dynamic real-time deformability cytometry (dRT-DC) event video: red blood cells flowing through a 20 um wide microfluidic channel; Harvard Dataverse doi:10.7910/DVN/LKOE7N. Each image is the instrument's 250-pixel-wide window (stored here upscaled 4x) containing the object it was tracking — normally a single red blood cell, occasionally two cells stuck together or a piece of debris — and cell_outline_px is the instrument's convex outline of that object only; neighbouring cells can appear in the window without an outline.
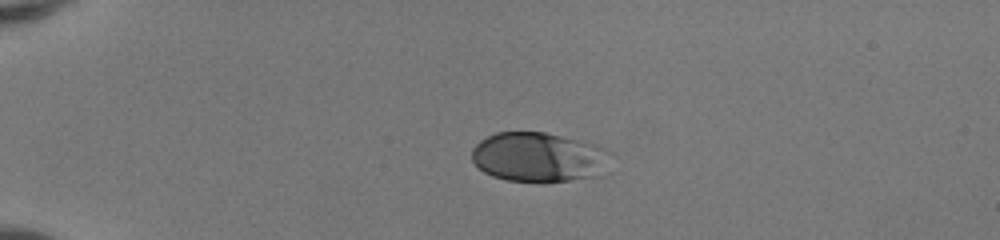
{"species": "human", "species_latin": "Homo sapiens", "temperature_condition": "room temperature", "stored_images_in_passage": 39, "camera_frame_rate_fps": 3000, "um_per_image_px": 0.085, "donor": {"sex": "female"}, "frame": {"image": 1, "passage_image": 1, "time_ms": 0.0, "image_size_px": [1000, 240], "cell_outline_px": [[612, 152], [596, 176], [568, 180], [508, 180], [492, 176], [484, 172], [472, 160], [472, 148], [480, 140], [496, 132], [544, 132], [608, 148]], "centroid_in_image_um": [45.73, 13.33], "position_along_channel_um": 39.3, "area_um2": 39.13}}
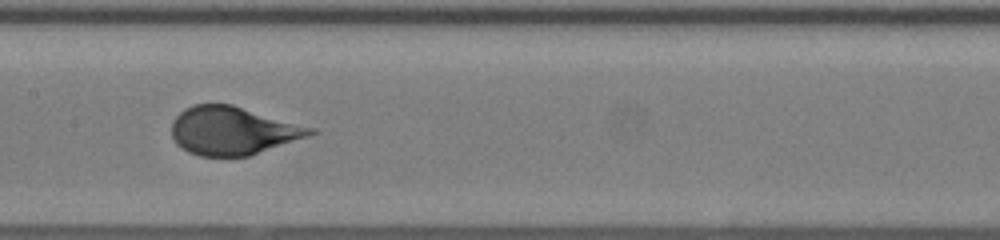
{"frame": {"image": 2, "passage_image": 16, "time_ms": 5.0, "image_size_px": [1000, 240], "cell_outline_px": [[320, 132], [248, 156], [200, 156], [188, 152], [180, 148], [176, 144], [172, 136], [172, 120], [184, 108], [192, 104], [232, 104], [316, 128]], "centroid_in_image_um": [19.78, 11.1], "position_along_channel_um": 187.6, "area_um2": 39.07}}
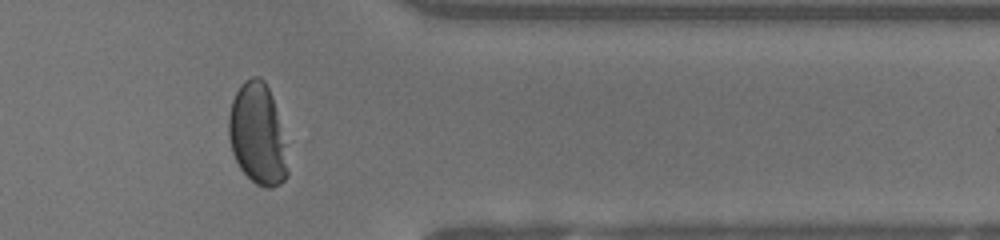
{"frame": {"image": 3, "passage_image": 31, "time_ms": 10.0, "image_size_px": [1000, 240], "cell_outline_px": [[288, 176], [280, 184], [272, 188], [264, 188], [256, 184], [240, 168], [232, 152], [228, 136], [228, 116], [232, 100], [240, 84], [244, 80], [252, 76], [260, 76], [264, 80], [272, 96], [284, 144], [288, 172]], "centroid_in_image_um": [21.86, 11.4], "position_along_channel_um": 389.5, "area_um2": 34.51}}